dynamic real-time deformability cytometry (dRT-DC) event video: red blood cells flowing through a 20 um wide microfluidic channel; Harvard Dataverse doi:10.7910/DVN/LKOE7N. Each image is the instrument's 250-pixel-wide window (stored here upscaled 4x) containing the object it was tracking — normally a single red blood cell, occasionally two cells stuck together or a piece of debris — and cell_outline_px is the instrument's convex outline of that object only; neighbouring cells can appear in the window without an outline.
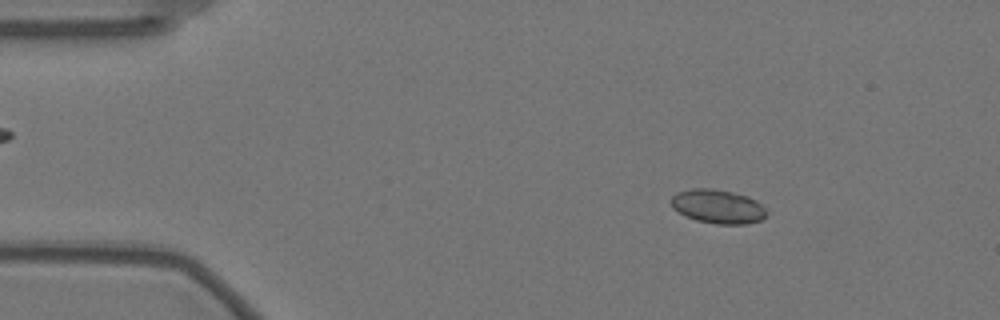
{"species": "Egyptian fruit bat (a non-hibernating species)", "species_latin": "Rousettus aegyptiacus", "temperature_condition": "warm", "stored_images_in_passage": 16, "camera_frame_rate_fps": 3000, "um_per_image_px": 0.085, "animal": {"sex": "female"}, "frame": {"image": 1, "passage_image": 8, "time_ms": 2.333, "image_size_px": [1000, 320], "cell_outline_px": [[768, 212], [760, 220], [744, 224], [716, 224], [696, 220], [684, 216], [672, 208], [672, 196], [676, 192], [692, 188], [712, 188], [732, 192], [748, 196], [756, 200]], "centroid_in_image_um": [60.99, 17.54], "position_along_channel_um": 24.0, "area_um2": 18.9}}